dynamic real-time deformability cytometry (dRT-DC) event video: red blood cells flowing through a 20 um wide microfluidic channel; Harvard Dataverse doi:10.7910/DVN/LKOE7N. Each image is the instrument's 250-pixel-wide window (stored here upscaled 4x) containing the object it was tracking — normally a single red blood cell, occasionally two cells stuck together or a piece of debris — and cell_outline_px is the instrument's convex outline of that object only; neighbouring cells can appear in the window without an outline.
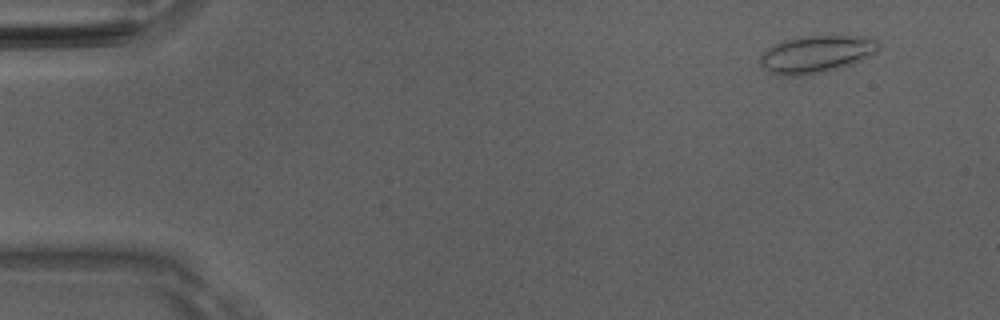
{"species": "Egyptian fruit bat (a non-hibernating species)", "species_latin": "Rousettus aegyptiacus", "temperature_condition": "room temperature", "stored_images_in_passage": 15, "camera_frame_rate_fps": 3000, "um_per_image_px": 0.085, "animal": {"sex": "male"}, "frame": {"image": 1, "passage_image": 5, "time_ms": 1.333, "image_size_px": [1000, 320], "cell_outline_px": [[880, 44], [876, 52], [868, 56], [840, 68], [828, 72], [800, 76], [780, 76], [768, 72], [760, 64], [760, 56], [768, 48], [784, 40], [804, 36], [864, 36], [876, 40]], "centroid_in_image_um": [69.35, 4.62], "position_along_channel_um": 15.6, "area_um2": 25.72}}